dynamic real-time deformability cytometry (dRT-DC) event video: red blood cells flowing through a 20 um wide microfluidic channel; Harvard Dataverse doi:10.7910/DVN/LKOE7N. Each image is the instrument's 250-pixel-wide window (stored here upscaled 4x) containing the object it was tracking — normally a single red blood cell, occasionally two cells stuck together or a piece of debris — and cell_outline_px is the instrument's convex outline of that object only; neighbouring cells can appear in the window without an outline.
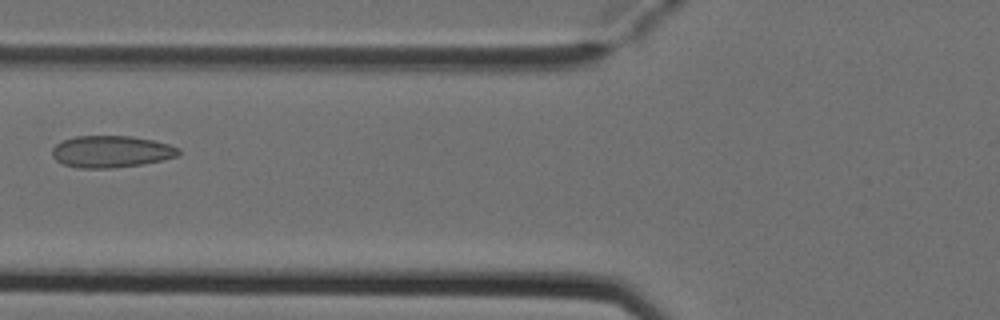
{"species": "Egyptian fruit bat (a non-hibernating species)", "species_latin": "Rousettus aegyptiacus", "temperature_condition": "cold", "stored_images_in_passage": 7, "camera_frame_rate_fps": 3000, "um_per_image_px": 0.085, "animal": {"sex": "female"}, "frame": {"image": 1, "passage_image": 6, "time_ms": 1.667, "image_size_px": [1000, 320], "cell_outline_px": [[180, 156], [164, 160], [140, 164], [112, 168], [80, 168], [64, 164], [56, 160], [52, 156], [52, 148], [56, 144], [64, 140], [76, 136], [132, 136], [156, 140], [180, 148]], "centroid_in_image_um": [9.49, 12.88], "position_along_channel_um": 116.3, "area_um2": 23.58}}
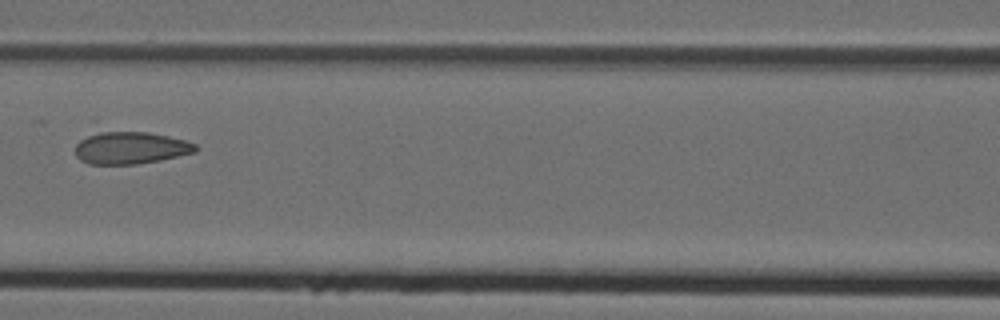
{"frame": {"image": 2, "passage_image": 7, "time_ms": 2.0, "image_size_px": [1000, 320], "cell_outline_px": [[200, 148], [196, 152], [160, 160], [136, 164], [88, 164], [80, 160], [76, 156], [76, 144], [80, 140], [104, 128], [148, 132], [168, 136], [184, 140], [196, 144]], "centroid_in_image_um": [11.07, 12.53], "position_along_channel_um": 155.5, "area_um2": 23.29}}